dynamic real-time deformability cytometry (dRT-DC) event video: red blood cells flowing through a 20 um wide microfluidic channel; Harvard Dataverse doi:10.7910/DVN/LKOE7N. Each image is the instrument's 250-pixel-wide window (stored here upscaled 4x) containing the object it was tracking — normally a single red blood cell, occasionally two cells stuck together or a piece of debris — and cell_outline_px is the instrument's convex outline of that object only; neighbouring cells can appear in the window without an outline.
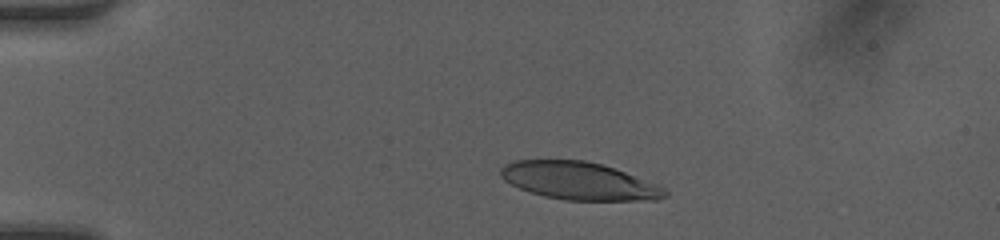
{"species": "human", "species_latin": "Homo sapiens", "temperature_condition": "room temperature", "stored_images_in_passage": 13, "camera_frame_rate_fps": 3000, "um_per_image_px": 0.085, "donor": {"sex": "female"}, "frame": {"image": 1, "passage_image": 6, "time_ms": 1.667, "image_size_px": [1000, 240], "cell_outline_px": [[668, 196], [656, 200], [564, 200], [544, 196], [520, 188], [504, 180], [500, 176], [500, 168], [504, 164], [512, 160], [584, 160], [616, 168], [660, 184], [668, 192]], "centroid_in_image_um": [49.26, 15.37], "position_along_channel_um": 35.7, "area_um2": 36.3}}
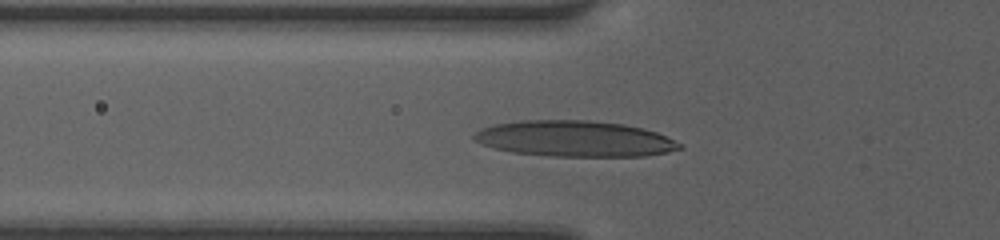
{"frame": {"image": 2, "passage_image": 12, "time_ms": 3.667, "image_size_px": [1000, 240], "cell_outline_px": [[684, 148], [668, 152], [644, 156], [552, 156], [512, 152], [492, 148], [480, 144], [472, 140], [472, 136], [480, 128], [496, 124], [520, 120], [588, 120], [624, 124], [644, 128], [656, 132], [684, 144]], "centroid_in_image_um": [48.84, 11.79], "position_along_channel_um": 77.0, "area_um2": 43.35}}